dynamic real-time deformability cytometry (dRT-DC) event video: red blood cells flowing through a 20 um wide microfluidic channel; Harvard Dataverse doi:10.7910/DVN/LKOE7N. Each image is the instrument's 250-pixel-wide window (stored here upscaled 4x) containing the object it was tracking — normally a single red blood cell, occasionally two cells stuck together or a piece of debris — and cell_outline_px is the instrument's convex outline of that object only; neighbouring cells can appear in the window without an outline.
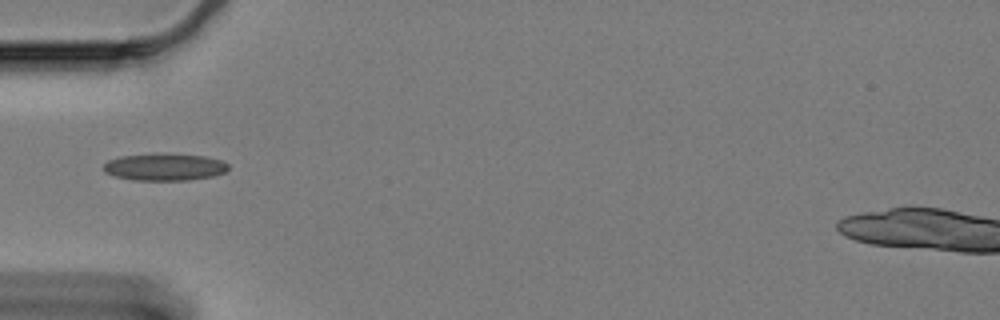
{"species": "Egyptian fruit bat (a non-hibernating species)", "species_latin": "Rousettus aegyptiacus", "temperature_condition": "cold", "stored_images_in_passage": 42, "camera_frame_rate_fps": 3000, "um_per_image_px": 0.085, "animal": {"sex": "female"}, "frame": {"image": 1, "passage_image": 1, "time_ms": 0.0, "image_size_px": [1000, 320], "cell_outline_px": [[228, 168], [224, 172], [216, 176], [188, 180], [132, 180], [116, 176], [104, 172], [104, 164], [108, 160], [120, 156], [204, 156], [220, 160], [228, 164]], "centroid_in_image_um": [14.0, 14.25], "position_along_channel_um": 71.0, "area_um2": 18.79}}
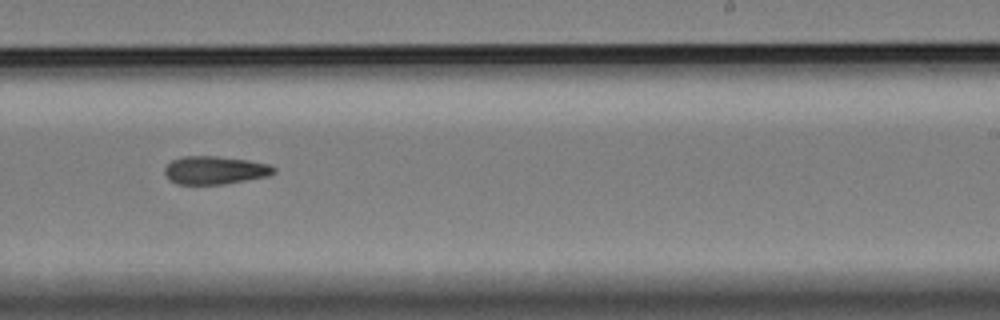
{"frame": {"image": 2, "passage_image": 19, "time_ms": 6.0, "image_size_px": [1000, 320], "cell_outline_px": [[276, 172], [268, 176], [224, 184], [176, 184], [168, 180], [164, 172], [164, 168], [172, 160], [184, 156], [216, 156], [248, 160], [268, 164], [276, 168]], "centroid_in_image_um": [18.25, 14.47], "position_along_channel_um": 270.7, "area_um2": 17.92}}
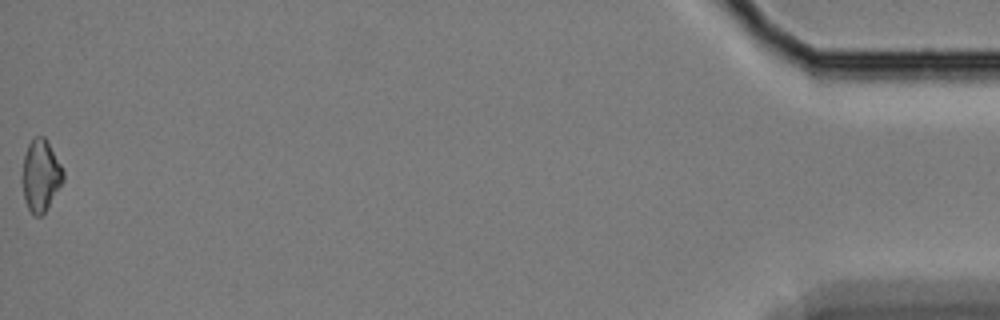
{"frame": {"image": 3, "passage_image": 42, "time_ms": 13.667, "image_size_px": [1000, 320], "cell_outline_px": [[64, 180], [48, 208], [40, 216], [36, 216], [28, 208], [24, 200], [20, 180], [24, 156], [28, 144], [36, 136], [44, 136], [48, 140], [64, 172]], "centroid_in_image_um": [3.44, 14.92], "position_along_channel_um": 431.8, "area_um2": 17.4}}